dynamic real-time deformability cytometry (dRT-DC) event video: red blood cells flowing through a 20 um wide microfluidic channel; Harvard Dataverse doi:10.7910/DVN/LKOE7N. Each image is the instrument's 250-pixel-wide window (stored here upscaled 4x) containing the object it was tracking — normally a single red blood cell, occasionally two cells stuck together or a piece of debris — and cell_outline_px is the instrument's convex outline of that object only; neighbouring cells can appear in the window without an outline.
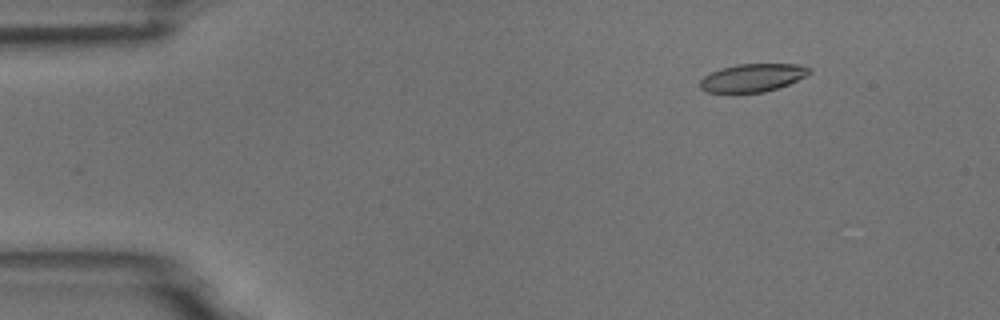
{"species": "common noctule bat (a hibernating species)", "species_latin": "Nyctalus noctula", "temperature_condition": "room temperature", "stored_images_in_passage": 5, "camera_frame_rate_fps": 3000, "um_per_image_px": 0.085, "animal": {"sex": "male", "body_mass_g": 18.8}, "frame": {"image": 1, "passage_image": 2, "time_ms": 1.333, "image_size_px": [1000, 320], "cell_outline_px": [[812, 72], [808, 76], [788, 84], [764, 92], [708, 92], [700, 88], [700, 80], [704, 76], [720, 68], [736, 64], [796, 64], [812, 68]], "centroid_in_image_um": [64.0, 6.59], "position_along_channel_um": 21.0, "area_um2": 17.8}}
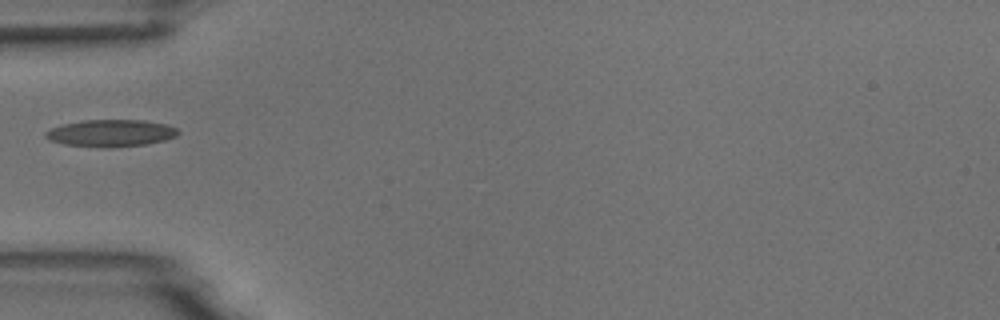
{"frame": {"image": 2, "passage_image": 5, "time_ms": 5.0, "image_size_px": [1000, 320], "cell_outline_px": [[180, 132], [176, 136], [164, 140], [148, 144], [112, 148], [100, 148], [64, 144], [52, 140], [44, 136], [44, 132], [52, 128], [64, 124], [84, 120], [144, 120], [168, 124], [176, 128]], "centroid_in_image_um": [9.46, 11.32], "position_along_channel_um": 75.5, "area_um2": 21.04}}